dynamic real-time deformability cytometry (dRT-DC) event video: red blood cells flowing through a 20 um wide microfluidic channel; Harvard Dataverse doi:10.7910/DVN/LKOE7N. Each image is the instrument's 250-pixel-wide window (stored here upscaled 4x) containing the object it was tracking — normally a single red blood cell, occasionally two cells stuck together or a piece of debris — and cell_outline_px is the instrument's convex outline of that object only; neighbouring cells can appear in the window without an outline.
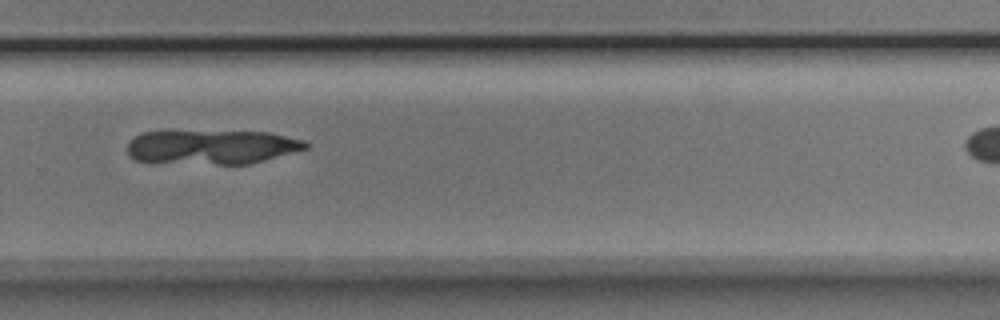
{"species": "Egyptian fruit bat (a non-hibernating species)", "species_latin": "Rousettus aegyptiacus", "temperature_condition": "room temperature", "stored_images_in_passage": 36, "camera_frame_rate_fps": 3000, "um_per_image_px": 0.085, "animal": {"sex": "male"}, "frame": {"image": 1, "passage_image": 29, "time_ms": 9.333, "image_size_px": [1000, 320], "cell_outline_px": [[308, 148], [264, 160], [248, 164], [216, 164], [132, 160], [128, 156], [128, 144], [136, 136], [144, 132], [268, 132], [304, 140], [308, 144]], "centroid_in_image_um": [18.03, 12.5], "position_along_channel_um": 311.8, "area_um2": 34.91}}